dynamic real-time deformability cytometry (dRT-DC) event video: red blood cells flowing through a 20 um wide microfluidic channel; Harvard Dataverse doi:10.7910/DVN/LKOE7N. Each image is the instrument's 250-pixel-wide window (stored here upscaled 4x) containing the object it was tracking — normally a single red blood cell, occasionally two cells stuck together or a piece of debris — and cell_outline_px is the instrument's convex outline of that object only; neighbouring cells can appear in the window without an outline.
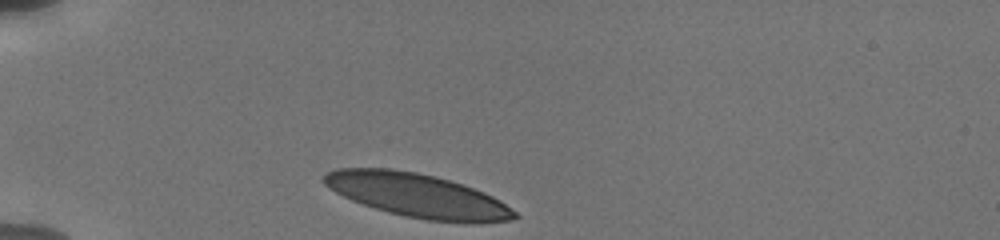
{"species": "human", "species_latin": "Homo sapiens", "temperature_condition": "cold", "stored_images_in_passage": 40, "camera_frame_rate_fps": 3000, "um_per_image_px": 0.085, "donor": {"sex": "male"}, "frame": {"image": 1, "passage_image": 1, "time_ms": 0.0, "image_size_px": [1000, 240], "cell_outline_px": [[520, 216], [512, 220], [472, 224], [428, 220], [404, 216], [388, 212], [352, 200], [336, 192], [324, 184], [320, 180], [328, 172], [336, 168], [388, 168], [416, 172], [436, 176], [484, 192], [500, 200], [516, 212]], "centroid_in_image_um": [35.51, 16.62], "position_along_channel_um": 49.5, "area_um2": 48.55}}
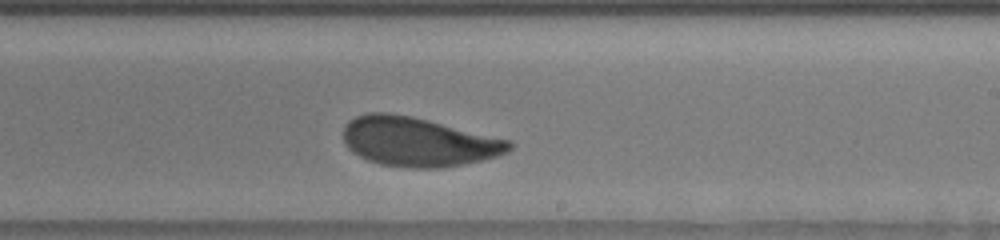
{"frame": {"image": 2, "passage_image": 23, "time_ms": 6.333, "image_size_px": [1000, 240], "cell_outline_px": [[516, 144], [508, 152], [496, 156], [480, 160], [440, 168], [412, 168], [380, 164], [368, 160], [352, 152], [348, 148], [344, 140], [344, 124], [348, 120], [356, 116], [368, 112], [388, 112], [412, 116], [512, 140]], "centroid_in_image_um": [35.55, 12.04], "position_along_channel_um": 253.4, "area_um2": 47.74}}
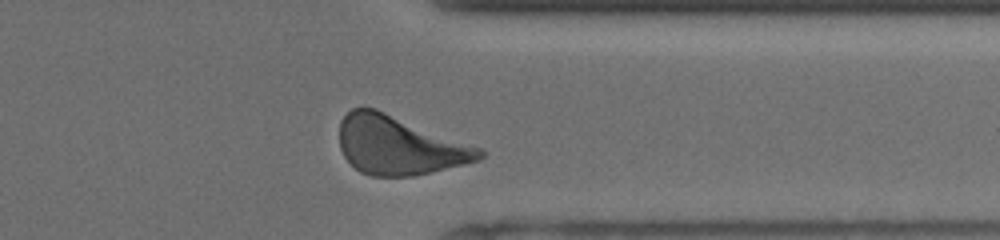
{"frame": {"image": 3, "passage_image": 37, "time_ms": 9.667, "image_size_px": [1000, 240], "cell_outline_px": [[484, 156], [480, 160], [432, 172], [412, 176], [372, 176], [360, 172], [344, 156], [340, 148], [340, 120], [352, 108], [376, 108], [480, 148], [484, 152]], "centroid_in_image_um": [33.91, 12.36], "position_along_channel_um": 377.5, "area_um2": 47.45}, "authors_computed_cell_mechanics": {"area_um2": 47.5694, "velocity_mm_per_s": 3.7269, "shape_relaxation_time_tau1_ms": 2.5171, "shape_relaxation_time_tau2_ms": 1.3397, "deformation_change_tau1": 0.1197, "deformation_change_tau2": 0.0665}}